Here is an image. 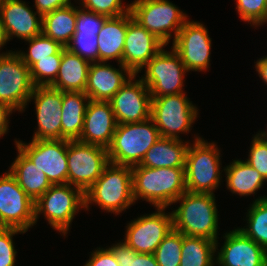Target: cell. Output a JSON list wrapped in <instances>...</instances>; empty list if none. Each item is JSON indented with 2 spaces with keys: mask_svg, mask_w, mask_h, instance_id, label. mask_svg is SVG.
Masks as SVG:
<instances>
[{
  "mask_svg": "<svg viewBox=\"0 0 267 266\" xmlns=\"http://www.w3.org/2000/svg\"><path fill=\"white\" fill-rule=\"evenodd\" d=\"M220 150L217 144L208 143L199 136L189 145L185 161L186 191L210 193L220 185L222 176Z\"/></svg>",
  "mask_w": 267,
  "mask_h": 266,
  "instance_id": "5",
  "label": "cell"
},
{
  "mask_svg": "<svg viewBox=\"0 0 267 266\" xmlns=\"http://www.w3.org/2000/svg\"><path fill=\"white\" fill-rule=\"evenodd\" d=\"M90 62L62 48V58L57 78L50 87L62 92H85Z\"/></svg>",
  "mask_w": 267,
  "mask_h": 266,
  "instance_id": "24",
  "label": "cell"
},
{
  "mask_svg": "<svg viewBox=\"0 0 267 266\" xmlns=\"http://www.w3.org/2000/svg\"><path fill=\"white\" fill-rule=\"evenodd\" d=\"M68 184L84 193L110 163L107 149L78 140H68Z\"/></svg>",
  "mask_w": 267,
  "mask_h": 266,
  "instance_id": "10",
  "label": "cell"
},
{
  "mask_svg": "<svg viewBox=\"0 0 267 266\" xmlns=\"http://www.w3.org/2000/svg\"><path fill=\"white\" fill-rule=\"evenodd\" d=\"M133 198L156 208H167L186 192L185 168L131 167Z\"/></svg>",
  "mask_w": 267,
  "mask_h": 266,
  "instance_id": "2",
  "label": "cell"
},
{
  "mask_svg": "<svg viewBox=\"0 0 267 266\" xmlns=\"http://www.w3.org/2000/svg\"><path fill=\"white\" fill-rule=\"evenodd\" d=\"M71 3V0H35V8L37 12L44 16L52 11L64 7Z\"/></svg>",
  "mask_w": 267,
  "mask_h": 266,
  "instance_id": "43",
  "label": "cell"
},
{
  "mask_svg": "<svg viewBox=\"0 0 267 266\" xmlns=\"http://www.w3.org/2000/svg\"><path fill=\"white\" fill-rule=\"evenodd\" d=\"M83 266H118L112 250L98 248L90 255V259Z\"/></svg>",
  "mask_w": 267,
  "mask_h": 266,
  "instance_id": "41",
  "label": "cell"
},
{
  "mask_svg": "<svg viewBox=\"0 0 267 266\" xmlns=\"http://www.w3.org/2000/svg\"><path fill=\"white\" fill-rule=\"evenodd\" d=\"M77 12L78 7L69 3L45 14L42 16V34L66 47L76 30Z\"/></svg>",
  "mask_w": 267,
  "mask_h": 266,
  "instance_id": "28",
  "label": "cell"
},
{
  "mask_svg": "<svg viewBox=\"0 0 267 266\" xmlns=\"http://www.w3.org/2000/svg\"><path fill=\"white\" fill-rule=\"evenodd\" d=\"M30 161L46 175L52 185L68 184V140L15 141Z\"/></svg>",
  "mask_w": 267,
  "mask_h": 266,
  "instance_id": "12",
  "label": "cell"
},
{
  "mask_svg": "<svg viewBox=\"0 0 267 266\" xmlns=\"http://www.w3.org/2000/svg\"><path fill=\"white\" fill-rule=\"evenodd\" d=\"M26 233L16 228L0 227V266H15L16 254L13 236Z\"/></svg>",
  "mask_w": 267,
  "mask_h": 266,
  "instance_id": "39",
  "label": "cell"
},
{
  "mask_svg": "<svg viewBox=\"0 0 267 266\" xmlns=\"http://www.w3.org/2000/svg\"><path fill=\"white\" fill-rule=\"evenodd\" d=\"M118 263V266H132L136 251L127 246L124 242H118L109 247Z\"/></svg>",
  "mask_w": 267,
  "mask_h": 266,
  "instance_id": "42",
  "label": "cell"
},
{
  "mask_svg": "<svg viewBox=\"0 0 267 266\" xmlns=\"http://www.w3.org/2000/svg\"><path fill=\"white\" fill-rule=\"evenodd\" d=\"M10 52H12V51L10 50V51H6V52L0 53V64H1L2 60H3V58Z\"/></svg>",
  "mask_w": 267,
  "mask_h": 266,
  "instance_id": "49",
  "label": "cell"
},
{
  "mask_svg": "<svg viewBox=\"0 0 267 266\" xmlns=\"http://www.w3.org/2000/svg\"><path fill=\"white\" fill-rule=\"evenodd\" d=\"M0 19L9 41L13 37L27 40L42 34V16L25 1L5 0L0 5Z\"/></svg>",
  "mask_w": 267,
  "mask_h": 266,
  "instance_id": "21",
  "label": "cell"
},
{
  "mask_svg": "<svg viewBox=\"0 0 267 266\" xmlns=\"http://www.w3.org/2000/svg\"><path fill=\"white\" fill-rule=\"evenodd\" d=\"M85 208L98 204L100 209L115 215L133 203L132 169L129 166L109 163L101 176L84 193Z\"/></svg>",
  "mask_w": 267,
  "mask_h": 266,
  "instance_id": "3",
  "label": "cell"
},
{
  "mask_svg": "<svg viewBox=\"0 0 267 266\" xmlns=\"http://www.w3.org/2000/svg\"><path fill=\"white\" fill-rule=\"evenodd\" d=\"M90 98L84 92H63L61 138L78 140Z\"/></svg>",
  "mask_w": 267,
  "mask_h": 266,
  "instance_id": "27",
  "label": "cell"
},
{
  "mask_svg": "<svg viewBox=\"0 0 267 266\" xmlns=\"http://www.w3.org/2000/svg\"><path fill=\"white\" fill-rule=\"evenodd\" d=\"M33 89L29 68L20 55L8 53L0 64V102L23 112Z\"/></svg>",
  "mask_w": 267,
  "mask_h": 266,
  "instance_id": "13",
  "label": "cell"
},
{
  "mask_svg": "<svg viewBox=\"0 0 267 266\" xmlns=\"http://www.w3.org/2000/svg\"><path fill=\"white\" fill-rule=\"evenodd\" d=\"M18 155L9 168L19 186L35 202L52 184L46 175L19 149Z\"/></svg>",
  "mask_w": 267,
  "mask_h": 266,
  "instance_id": "26",
  "label": "cell"
},
{
  "mask_svg": "<svg viewBox=\"0 0 267 266\" xmlns=\"http://www.w3.org/2000/svg\"><path fill=\"white\" fill-rule=\"evenodd\" d=\"M81 6L91 12L107 17H118L130 12V5L125 6L122 0H79Z\"/></svg>",
  "mask_w": 267,
  "mask_h": 266,
  "instance_id": "37",
  "label": "cell"
},
{
  "mask_svg": "<svg viewBox=\"0 0 267 266\" xmlns=\"http://www.w3.org/2000/svg\"><path fill=\"white\" fill-rule=\"evenodd\" d=\"M62 58V49L53 54V58L40 59L30 68V77L34 86H50L57 78Z\"/></svg>",
  "mask_w": 267,
  "mask_h": 266,
  "instance_id": "34",
  "label": "cell"
},
{
  "mask_svg": "<svg viewBox=\"0 0 267 266\" xmlns=\"http://www.w3.org/2000/svg\"><path fill=\"white\" fill-rule=\"evenodd\" d=\"M223 237L225 242L216 253L218 266H267V251L238 228Z\"/></svg>",
  "mask_w": 267,
  "mask_h": 266,
  "instance_id": "19",
  "label": "cell"
},
{
  "mask_svg": "<svg viewBox=\"0 0 267 266\" xmlns=\"http://www.w3.org/2000/svg\"><path fill=\"white\" fill-rule=\"evenodd\" d=\"M132 75L122 64L116 69L107 62L91 63L84 93L93 101H109Z\"/></svg>",
  "mask_w": 267,
  "mask_h": 266,
  "instance_id": "22",
  "label": "cell"
},
{
  "mask_svg": "<svg viewBox=\"0 0 267 266\" xmlns=\"http://www.w3.org/2000/svg\"><path fill=\"white\" fill-rule=\"evenodd\" d=\"M185 95L151 97V118L161 137L180 140V133L191 131L192 124L197 120L198 108Z\"/></svg>",
  "mask_w": 267,
  "mask_h": 266,
  "instance_id": "8",
  "label": "cell"
},
{
  "mask_svg": "<svg viewBox=\"0 0 267 266\" xmlns=\"http://www.w3.org/2000/svg\"><path fill=\"white\" fill-rule=\"evenodd\" d=\"M251 144L245 161L267 181V142L256 134Z\"/></svg>",
  "mask_w": 267,
  "mask_h": 266,
  "instance_id": "38",
  "label": "cell"
},
{
  "mask_svg": "<svg viewBox=\"0 0 267 266\" xmlns=\"http://www.w3.org/2000/svg\"><path fill=\"white\" fill-rule=\"evenodd\" d=\"M34 99L38 128L34 140H61L63 92L50 86H34L29 102Z\"/></svg>",
  "mask_w": 267,
  "mask_h": 266,
  "instance_id": "17",
  "label": "cell"
},
{
  "mask_svg": "<svg viewBox=\"0 0 267 266\" xmlns=\"http://www.w3.org/2000/svg\"><path fill=\"white\" fill-rule=\"evenodd\" d=\"M182 233L172 229L157 246L154 256L159 266H180Z\"/></svg>",
  "mask_w": 267,
  "mask_h": 266,
  "instance_id": "33",
  "label": "cell"
},
{
  "mask_svg": "<svg viewBox=\"0 0 267 266\" xmlns=\"http://www.w3.org/2000/svg\"><path fill=\"white\" fill-rule=\"evenodd\" d=\"M136 76L132 75L109 100L117 124L142 122L151 117V94Z\"/></svg>",
  "mask_w": 267,
  "mask_h": 266,
  "instance_id": "16",
  "label": "cell"
},
{
  "mask_svg": "<svg viewBox=\"0 0 267 266\" xmlns=\"http://www.w3.org/2000/svg\"><path fill=\"white\" fill-rule=\"evenodd\" d=\"M236 9L242 21L250 26H261L267 23V0H236Z\"/></svg>",
  "mask_w": 267,
  "mask_h": 266,
  "instance_id": "36",
  "label": "cell"
},
{
  "mask_svg": "<svg viewBox=\"0 0 267 266\" xmlns=\"http://www.w3.org/2000/svg\"><path fill=\"white\" fill-rule=\"evenodd\" d=\"M9 41L5 27L3 26L1 19H0V49Z\"/></svg>",
  "mask_w": 267,
  "mask_h": 266,
  "instance_id": "47",
  "label": "cell"
},
{
  "mask_svg": "<svg viewBox=\"0 0 267 266\" xmlns=\"http://www.w3.org/2000/svg\"><path fill=\"white\" fill-rule=\"evenodd\" d=\"M261 132V133H260ZM262 139H264L267 142V130L266 131H259L257 133Z\"/></svg>",
  "mask_w": 267,
  "mask_h": 266,
  "instance_id": "48",
  "label": "cell"
},
{
  "mask_svg": "<svg viewBox=\"0 0 267 266\" xmlns=\"http://www.w3.org/2000/svg\"><path fill=\"white\" fill-rule=\"evenodd\" d=\"M247 212L246 228L238 229L267 251V196L258 197Z\"/></svg>",
  "mask_w": 267,
  "mask_h": 266,
  "instance_id": "31",
  "label": "cell"
},
{
  "mask_svg": "<svg viewBox=\"0 0 267 266\" xmlns=\"http://www.w3.org/2000/svg\"><path fill=\"white\" fill-rule=\"evenodd\" d=\"M211 41L203 23L187 20L173 39L172 48L188 71L205 72L210 64Z\"/></svg>",
  "mask_w": 267,
  "mask_h": 266,
  "instance_id": "15",
  "label": "cell"
},
{
  "mask_svg": "<svg viewBox=\"0 0 267 266\" xmlns=\"http://www.w3.org/2000/svg\"><path fill=\"white\" fill-rule=\"evenodd\" d=\"M161 49L141 70L145 74L139 77L148 87L151 97H161L183 92L184 75L188 70L180 55L173 49Z\"/></svg>",
  "mask_w": 267,
  "mask_h": 266,
  "instance_id": "9",
  "label": "cell"
},
{
  "mask_svg": "<svg viewBox=\"0 0 267 266\" xmlns=\"http://www.w3.org/2000/svg\"><path fill=\"white\" fill-rule=\"evenodd\" d=\"M25 41L29 42L28 52L17 51V53L28 68L40 59L53 58V54H57L63 48L59 42L54 41L43 34Z\"/></svg>",
  "mask_w": 267,
  "mask_h": 266,
  "instance_id": "32",
  "label": "cell"
},
{
  "mask_svg": "<svg viewBox=\"0 0 267 266\" xmlns=\"http://www.w3.org/2000/svg\"><path fill=\"white\" fill-rule=\"evenodd\" d=\"M14 111L10 106L0 102V137L8 132V118Z\"/></svg>",
  "mask_w": 267,
  "mask_h": 266,
  "instance_id": "44",
  "label": "cell"
},
{
  "mask_svg": "<svg viewBox=\"0 0 267 266\" xmlns=\"http://www.w3.org/2000/svg\"><path fill=\"white\" fill-rule=\"evenodd\" d=\"M66 48L90 63L98 62V36L93 33H74Z\"/></svg>",
  "mask_w": 267,
  "mask_h": 266,
  "instance_id": "35",
  "label": "cell"
},
{
  "mask_svg": "<svg viewBox=\"0 0 267 266\" xmlns=\"http://www.w3.org/2000/svg\"><path fill=\"white\" fill-rule=\"evenodd\" d=\"M153 119L117 124L107 148L110 163L134 167L140 165L148 149L160 138Z\"/></svg>",
  "mask_w": 267,
  "mask_h": 266,
  "instance_id": "4",
  "label": "cell"
},
{
  "mask_svg": "<svg viewBox=\"0 0 267 266\" xmlns=\"http://www.w3.org/2000/svg\"><path fill=\"white\" fill-rule=\"evenodd\" d=\"M117 122L109 101L90 100L84 116V126L78 141L108 148Z\"/></svg>",
  "mask_w": 267,
  "mask_h": 266,
  "instance_id": "20",
  "label": "cell"
},
{
  "mask_svg": "<svg viewBox=\"0 0 267 266\" xmlns=\"http://www.w3.org/2000/svg\"><path fill=\"white\" fill-rule=\"evenodd\" d=\"M226 187L231 193L241 196L255 194L266 180L244 160H233L224 167Z\"/></svg>",
  "mask_w": 267,
  "mask_h": 266,
  "instance_id": "29",
  "label": "cell"
},
{
  "mask_svg": "<svg viewBox=\"0 0 267 266\" xmlns=\"http://www.w3.org/2000/svg\"><path fill=\"white\" fill-rule=\"evenodd\" d=\"M255 68L259 77H261L260 79H262L267 85V56L257 60Z\"/></svg>",
  "mask_w": 267,
  "mask_h": 266,
  "instance_id": "46",
  "label": "cell"
},
{
  "mask_svg": "<svg viewBox=\"0 0 267 266\" xmlns=\"http://www.w3.org/2000/svg\"><path fill=\"white\" fill-rule=\"evenodd\" d=\"M129 5L133 19L166 46L172 33L174 32L175 39L188 20L186 13L168 0H135Z\"/></svg>",
  "mask_w": 267,
  "mask_h": 266,
  "instance_id": "7",
  "label": "cell"
},
{
  "mask_svg": "<svg viewBox=\"0 0 267 266\" xmlns=\"http://www.w3.org/2000/svg\"><path fill=\"white\" fill-rule=\"evenodd\" d=\"M131 12L118 17H108L98 33V61L116 59L123 65V48Z\"/></svg>",
  "mask_w": 267,
  "mask_h": 266,
  "instance_id": "23",
  "label": "cell"
},
{
  "mask_svg": "<svg viewBox=\"0 0 267 266\" xmlns=\"http://www.w3.org/2000/svg\"><path fill=\"white\" fill-rule=\"evenodd\" d=\"M132 266H159L154 254L136 253Z\"/></svg>",
  "mask_w": 267,
  "mask_h": 266,
  "instance_id": "45",
  "label": "cell"
},
{
  "mask_svg": "<svg viewBox=\"0 0 267 266\" xmlns=\"http://www.w3.org/2000/svg\"><path fill=\"white\" fill-rule=\"evenodd\" d=\"M152 214H144L132 220L126 227L124 243L137 253L154 254L157 246L173 229L172 214L166 208H155Z\"/></svg>",
  "mask_w": 267,
  "mask_h": 266,
  "instance_id": "14",
  "label": "cell"
},
{
  "mask_svg": "<svg viewBox=\"0 0 267 266\" xmlns=\"http://www.w3.org/2000/svg\"><path fill=\"white\" fill-rule=\"evenodd\" d=\"M166 45L133 18L128 22L123 48V66L133 74L141 69Z\"/></svg>",
  "mask_w": 267,
  "mask_h": 266,
  "instance_id": "18",
  "label": "cell"
},
{
  "mask_svg": "<svg viewBox=\"0 0 267 266\" xmlns=\"http://www.w3.org/2000/svg\"><path fill=\"white\" fill-rule=\"evenodd\" d=\"M80 208L85 210V197L81 189L70 184L52 185L35 201V225L43 213L52 229L65 236Z\"/></svg>",
  "mask_w": 267,
  "mask_h": 266,
  "instance_id": "6",
  "label": "cell"
},
{
  "mask_svg": "<svg viewBox=\"0 0 267 266\" xmlns=\"http://www.w3.org/2000/svg\"><path fill=\"white\" fill-rule=\"evenodd\" d=\"M189 142L160 137L146 152L140 166L150 168H185Z\"/></svg>",
  "mask_w": 267,
  "mask_h": 266,
  "instance_id": "25",
  "label": "cell"
},
{
  "mask_svg": "<svg viewBox=\"0 0 267 266\" xmlns=\"http://www.w3.org/2000/svg\"><path fill=\"white\" fill-rule=\"evenodd\" d=\"M214 194L186 191L174 203L180 206L171 212L173 229L185 236L202 237L216 242L218 250V209Z\"/></svg>",
  "mask_w": 267,
  "mask_h": 266,
  "instance_id": "1",
  "label": "cell"
},
{
  "mask_svg": "<svg viewBox=\"0 0 267 266\" xmlns=\"http://www.w3.org/2000/svg\"><path fill=\"white\" fill-rule=\"evenodd\" d=\"M35 225V202L8 171L0 176V227L27 232Z\"/></svg>",
  "mask_w": 267,
  "mask_h": 266,
  "instance_id": "11",
  "label": "cell"
},
{
  "mask_svg": "<svg viewBox=\"0 0 267 266\" xmlns=\"http://www.w3.org/2000/svg\"><path fill=\"white\" fill-rule=\"evenodd\" d=\"M180 266H214L216 242L202 237L182 234Z\"/></svg>",
  "mask_w": 267,
  "mask_h": 266,
  "instance_id": "30",
  "label": "cell"
},
{
  "mask_svg": "<svg viewBox=\"0 0 267 266\" xmlns=\"http://www.w3.org/2000/svg\"><path fill=\"white\" fill-rule=\"evenodd\" d=\"M81 8L79 7L77 12L75 33H93L98 35L108 17Z\"/></svg>",
  "mask_w": 267,
  "mask_h": 266,
  "instance_id": "40",
  "label": "cell"
}]
</instances>
